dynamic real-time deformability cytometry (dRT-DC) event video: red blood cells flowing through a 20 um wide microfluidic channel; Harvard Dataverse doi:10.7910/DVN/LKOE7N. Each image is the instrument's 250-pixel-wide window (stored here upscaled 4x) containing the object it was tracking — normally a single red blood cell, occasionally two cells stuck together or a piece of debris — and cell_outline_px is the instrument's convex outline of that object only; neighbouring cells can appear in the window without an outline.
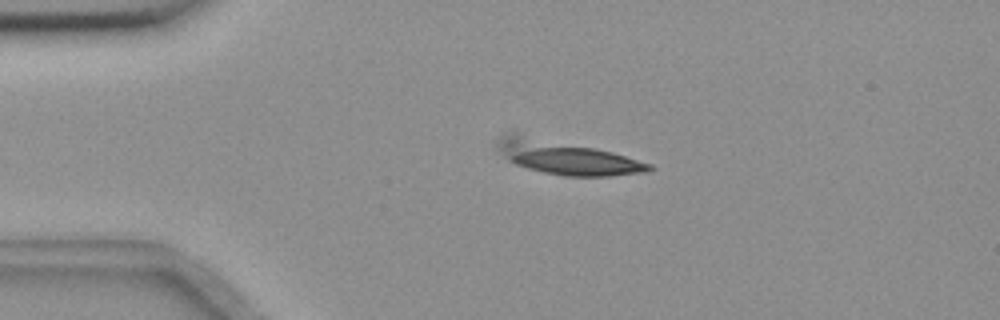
{"species": "common noctule bat (a hibernating species)", "species_latin": "Nyctalus noctula", "temperature_condition": "room temperature", "stored_images_in_passage": 25, "camera_frame_rate_fps": 3000, "um_per_image_px": 0.085, "animal": {"sex": "female", "body_mass_g": 18.4}, "frame": {"image": 1, "passage_image": 4, "time_ms": 1.0, "image_size_px": [1000, 320], "cell_outline_px": [[656, 168], [648, 172], [608, 176], [564, 176], [544, 172], [528, 168], [516, 164], [508, 160], [496, 148], [496, 140], [500, 136], [508, 132], [516, 132], [596, 148], [612, 152], [652, 164]], "centroid_in_image_um": [48.11, 13.36], "position_along_channel_um": 36.9, "area_um2": 29.88}}
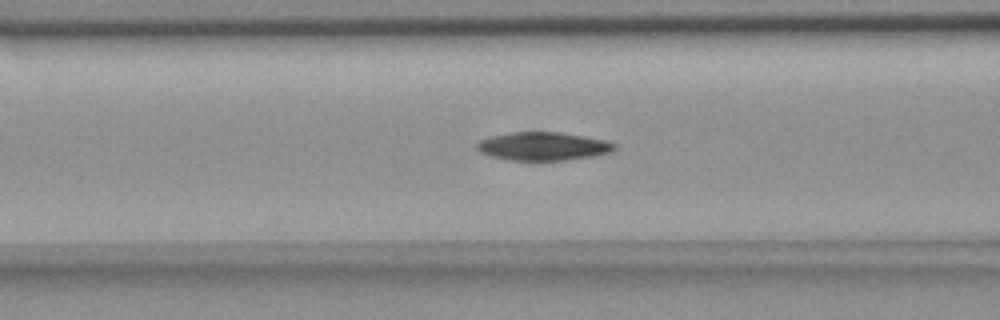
{"frame": {"image": 2, "passage_image": 14, "time_ms": 4.333, "image_size_px": [1000, 320], "cell_outline_px": [[616, 148], [608, 152], [592, 156], [564, 160], [508, 160], [492, 156], [480, 152], [476, 148], [476, 144], [480, 140], [492, 136], [512, 132], [560, 132], [608, 140], [616, 144]], "centroid_in_image_um": [46.16, 12.42], "position_along_channel_um": 120.4, "area_um2": 22.54}}
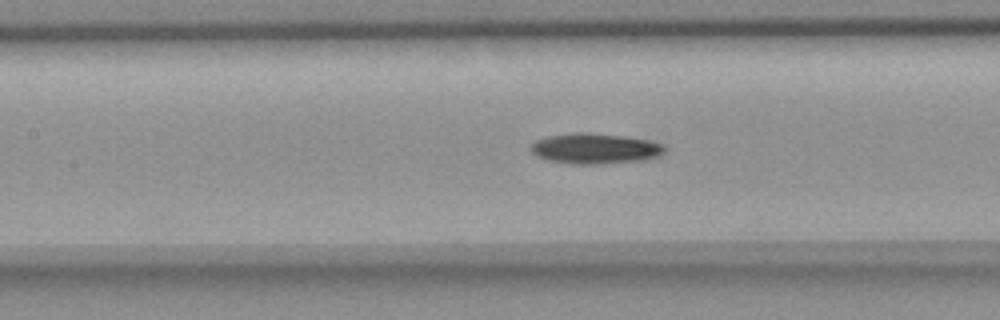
{"frame": {"image": 3, "passage_image": 17, "time_ms": 5.333, "image_size_px": [1000, 320], "cell_outline_px": [[668, 148], [660, 156], [648, 160], [604, 164], [572, 164], [548, 160], [536, 156], [528, 148], [536, 140], [548, 136], [572, 132], [584, 132], [624, 136], [648, 140], [664, 144]], "centroid_in_image_um": [50.62, 12.63], "position_along_channel_um": 156.8, "area_um2": 24.22}}